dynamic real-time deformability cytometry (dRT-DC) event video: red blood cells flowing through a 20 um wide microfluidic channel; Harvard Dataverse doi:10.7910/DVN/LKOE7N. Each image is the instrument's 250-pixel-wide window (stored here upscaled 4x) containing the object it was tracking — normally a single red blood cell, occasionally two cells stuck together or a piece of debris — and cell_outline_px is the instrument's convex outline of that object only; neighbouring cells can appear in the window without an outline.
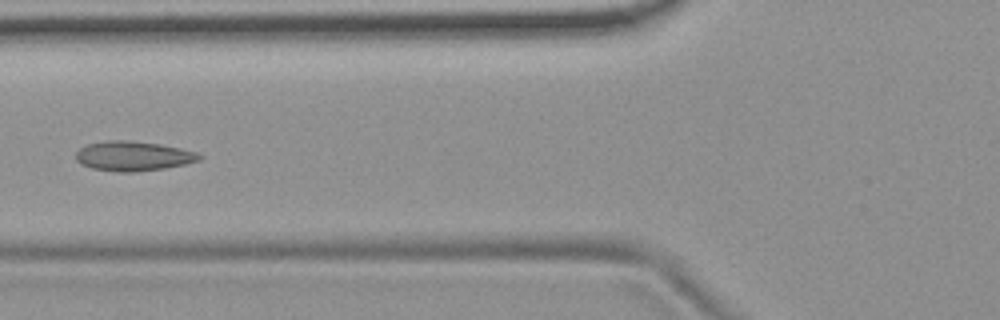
{"species": "common noctule bat (a hibernating species)", "species_latin": "Nyctalus noctula", "temperature_condition": "room temperature", "stored_images_in_passage": 7, "camera_frame_rate_fps": 3000, "um_per_image_px": 0.085, "animal": {"sex": "female", "body_mass_g": 19.9}, "frame": {"image": 1, "passage_image": 7, "time_ms": 2.0, "image_size_px": [1000, 320], "cell_outline_px": [[204, 156], [200, 160], [184, 164], [164, 168], [136, 172], [116, 172], [92, 168], [80, 164], [76, 160], [76, 152], [80, 148], [88, 144], [108, 140], [124, 140], [160, 144], [180, 148], [196, 152]], "centroid_in_image_um": [11.31, 13.27], "position_along_channel_um": 114.5, "area_um2": 21.33}}